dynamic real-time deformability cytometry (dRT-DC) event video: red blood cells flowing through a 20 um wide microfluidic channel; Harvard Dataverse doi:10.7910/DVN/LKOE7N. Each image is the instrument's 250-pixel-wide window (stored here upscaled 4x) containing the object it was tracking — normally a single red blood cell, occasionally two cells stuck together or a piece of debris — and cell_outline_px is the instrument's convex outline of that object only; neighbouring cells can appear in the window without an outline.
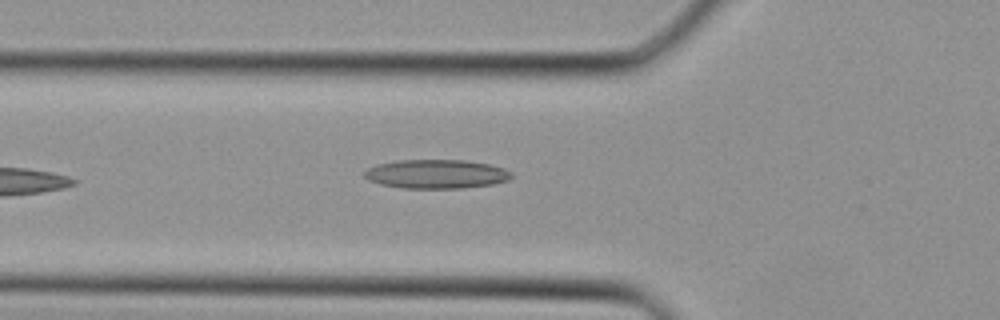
{"species": "Egyptian fruit bat (a non-hibernating species)", "species_latin": "Rousettus aegyptiacus", "temperature_condition": "cold", "stored_images_in_passage": 12, "camera_frame_rate_fps": 3000, "um_per_image_px": 0.085, "animal": {"sex": "female"}, "frame": {"image": 1, "passage_image": 4, "time_ms": 1.0, "image_size_px": [1000, 320], "cell_outline_px": [[512, 176], [508, 180], [492, 184], [460, 188], [404, 188], [380, 184], [368, 180], [364, 176], [364, 172], [368, 168], [376, 164], [400, 160], [464, 160], [488, 164], [504, 168], [512, 172]], "centroid_in_image_um": [37.07, 14.79], "position_along_channel_um": 88.7, "area_um2": 24.74}}
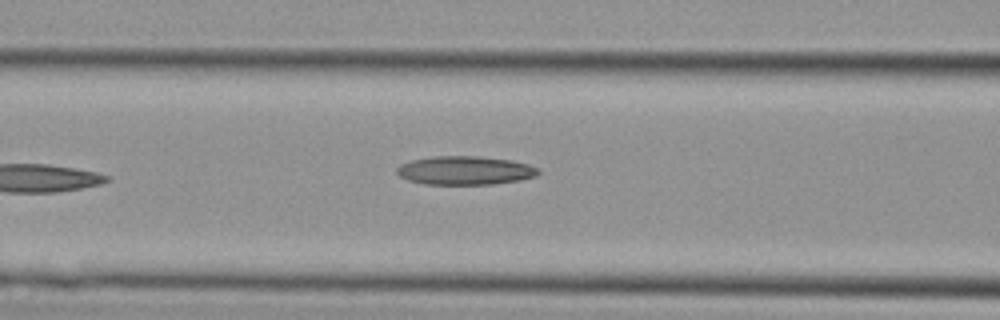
{"frame": {"image": 2, "passage_image": 6, "time_ms": 1.667, "image_size_px": [1000, 320], "cell_outline_px": [[540, 172], [536, 176], [520, 180], [492, 184], [424, 184], [408, 180], [400, 176], [396, 172], [396, 168], [400, 164], [412, 160], [432, 156], [476, 156], [512, 160], [528, 164], [540, 168]], "centroid_in_image_um": [39.54, 14.48], "position_along_channel_um": 127.1, "area_um2": 23.7}}
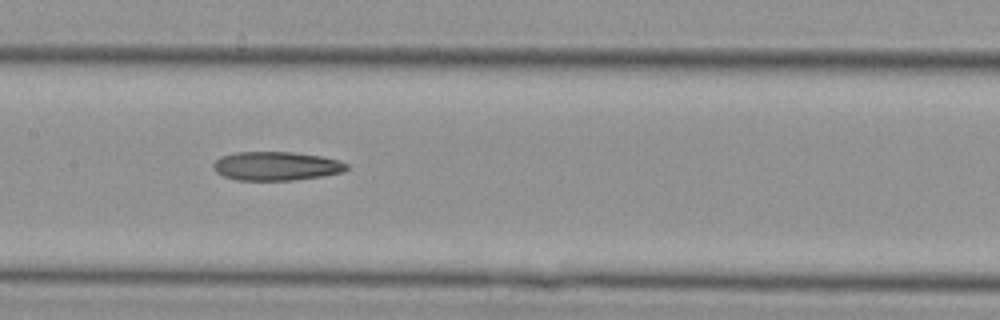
{"frame": {"image": 3, "passage_image": 9, "time_ms": 2.667, "image_size_px": [1000, 320], "cell_outline_px": [[348, 168], [344, 172], [324, 176], [292, 180], [236, 180], [224, 176], [216, 172], [212, 168], [212, 164], [220, 156], [236, 152], [292, 152], [320, 156], [340, 160], [348, 164]], "centroid_in_image_um": [23.48, 14.11], "position_along_channel_um": 183.9, "area_um2": 22.54}}